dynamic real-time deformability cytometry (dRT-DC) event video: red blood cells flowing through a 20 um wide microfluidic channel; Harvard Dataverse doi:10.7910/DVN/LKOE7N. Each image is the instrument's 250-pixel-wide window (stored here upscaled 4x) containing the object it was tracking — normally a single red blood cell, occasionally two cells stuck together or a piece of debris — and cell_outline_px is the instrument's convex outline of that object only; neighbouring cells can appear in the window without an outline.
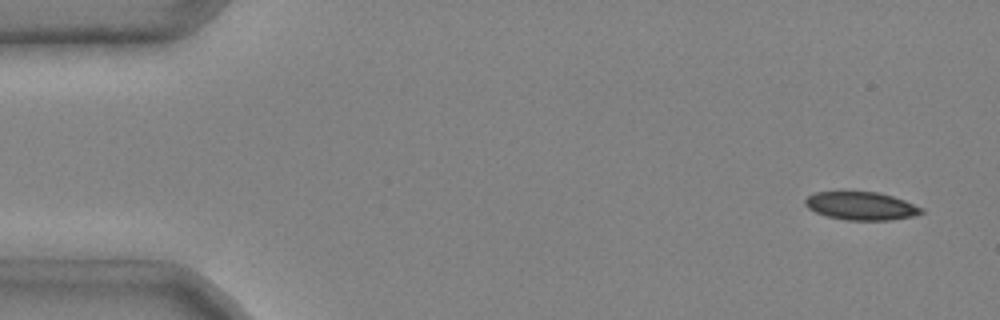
{"species": "common noctule bat (a hibernating species)", "species_latin": "Nyctalus noctula", "temperature_condition": "cold", "stored_images_in_passage": 4, "camera_frame_rate_fps": 3000, "um_per_image_px": 0.085, "animal": {"sex": "male", "body_mass_g": 20.4}, "frame": {"image": 1, "passage_image": 1, "time_ms": 0.0, "image_size_px": [1000, 320], "cell_outline_px": [[924, 212], [916, 216], [892, 220], [848, 220], [828, 216], [816, 212], [808, 208], [804, 204], [804, 200], [808, 196], [816, 192], [880, 192], [904, 200], [924, 208]], "centroid_in_image_um": [73.24, 17.51], "position_along_channel_um": 11.8, "area_um2": 19.07}}
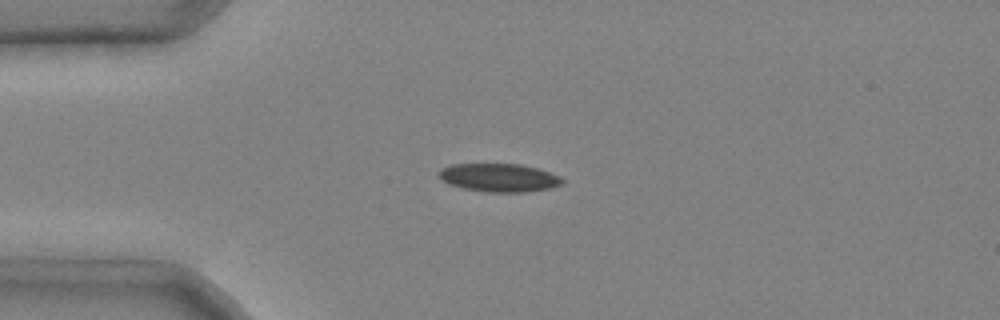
{"frame": {"image": 2, "passage_image": 3, "time_ms": 0.667, "image_size_px": [1000, 320], "cell_outline_px": [[564, 184], [552, 188], [524, 192], [488, 192], [464, 188], [448, 184], [436, 172], [452, 164], [520, 164], [536, 168], [560, 176], [564, 180]], "centroid_in_image_um": [42.46, 15.1], "position_along_channel_um": 42.5, "area_um2": 20.23}}